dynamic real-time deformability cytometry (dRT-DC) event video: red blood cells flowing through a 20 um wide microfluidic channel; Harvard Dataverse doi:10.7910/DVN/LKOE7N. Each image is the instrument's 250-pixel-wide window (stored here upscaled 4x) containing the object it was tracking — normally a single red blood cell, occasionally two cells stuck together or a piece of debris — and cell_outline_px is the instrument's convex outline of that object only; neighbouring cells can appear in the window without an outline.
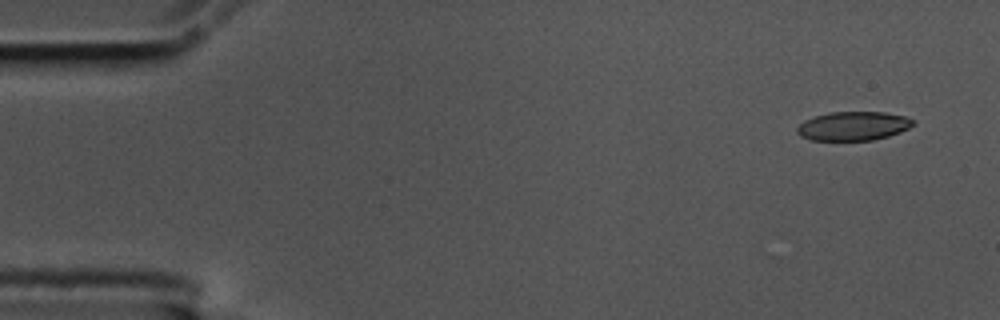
{"species": "common noctule bat (a hibernating species)", "species_latin": "Nyctalus noctula", "temperature_condition": "cold", "stored_images_in_passage": 5, "camera_frame_rate_fps": 3000, "um_per_image_px": 0.085, "animal": {"sex": "male", "body_mass_g": 17.5, "forearm_length_mm": 52.3}, "frame": {"image": 1, "passage_image": 1, "time_ms": 0.0, "image_size_px": [1000, 320], "cell_outline_px": [[916, 124], [900, 132], [888, 136], [872, 140], [808, 140], [800, 136], [796, 132], [796, 128], [804, 120], [828, 112], [884, 112], [904, 116], [916, 120]], "centroid_in_image_um": [72.53, 10.71], "position_along_channel_um": 12.5, "area_um2": 19.65}}
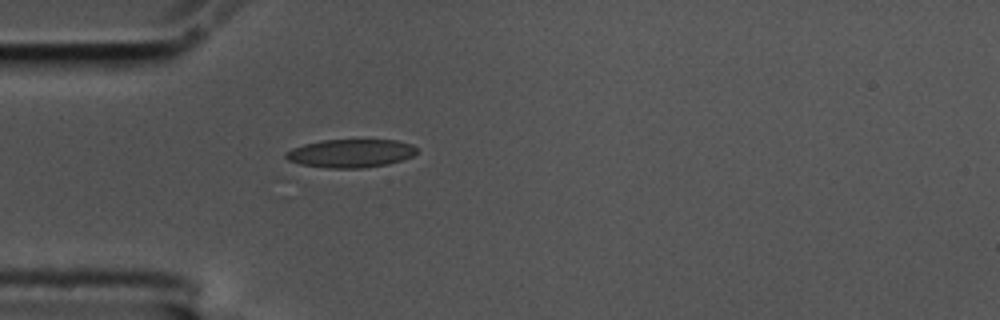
{"frame": {"image": 2, "passage_image": 5, "time_ms": 1.333, "image_size_px": [1000, 320], "cell_outline_px": [[416, 152], [412, 156], [388, 164], [360, 168], [328, 168], [300, 164], [288, 160], [284, 156], [284, 152], [292, 148], [304, 144], [320, 140], [396, 140], [412, 144], [416, 148]], "centroid_in_image_um": [29.76, 13.03], "position_along_channel_um": 55.2, "area_um2": 21.56}}